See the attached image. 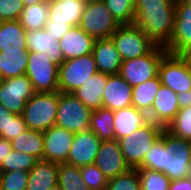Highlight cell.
Returning a JSON list of instances; mask_svg holds the SVG:
<instances>
[{
  "label": "cell",
  "instance_id": "cell-17",
  "mask_svg": "<svg viewBox=\"0 0 191 190\" xmlns=\"http://www.w3.org/2000/svg\"><path fill=\"white\" fill-rule=\"evenodd\" d=\"M179 110L177 94L167 86L161 85L148 117L150 121L166 128Z\"/></svg>",
  "mask_w": 191,
  "mask_h": 190
},
{
  "label": "cell",
  "instance_id": "cell-14",
  "mask_svg": "<svg viewBox=\"0 0 191 190\" xmlns=\"http://www.w3.org/2000/svg\"><path fill=\"white\" fill-rule=\"evenodd\" d=\"M74 135L75 133L56 125L43 131L44 160L67 163Z\"/></svg>",
  "mask_w": 191,
  "mask_h": 190
},
{
  "label": "cell",
  "instance_id": "cell-1",
  "mask_svg": "<svg viewBox=\"0 0 191 190\" xmlns=\"http://www.w3.org/2000/svg\"><path fill=\"white\" fill-rule=\"evenodd\" d=\"M137 168L163 172L171 181L191 176V141L163 130Z\"/></svg>",
  "mask_w": 191,
  "mask_h": 190
},
{
  "label": "cell",
  "instance_id": "cell-38",
  "mask_svg": "<svg viewBox=\"0 0 191 190\" xmlns=\"http://www.w3.org/2000/svg\"><path fill=\"white\" fill-rule=\"evenodd\" d=\"M82 179L90 190L107 188L108 179L94 164L80 167Z\"/></svg>",
  "mask_w": 191,
  "mask_h": 190
},
{
  "label": "cell",
  "instance_id": "cell-32",
  "mask_svg": "<svg viewBox=\"0 0 191 190\" xmlns=\"http://www.w3.org/2000/svg\"><path fill=\"white\" fill-rule=\"evenodd\" d=\"M58 185L62 190H90L82 179L80 167L69 163H60Z\"/></svg>",
  "mask_w": 191,
  "mask_h": 190
},
{
  "label": "cell",
  "instance_id": "cell-10",
  "mask_svg": "<svg viewBox=\"0 0 191 190\" xmlns=\"http://www.w3.org/2000/svg\"><path fill=\"white\" fill-rule=\"evenodd\" d=\"M28 57L25 75L31 81L35 92H59V66L55 65L48 56L38 52H28Z\"/></svg>",
  "mask_w": 191,
  "mask_h": 190
},
{
  "label": "cell",
  "instance_id": "cell-24",
  "mask_svg": "<svg viewBox=\"0 0 191 190\" xmlns=\"http://www.w3.org/2000/svg\"><path fill=\"white\" fill-rule=\"evenodd\" d=\"M60 163L38 160L28 172L26 190H49L58 184V168Z\"/></svg>",
  "mask_w": 191,
  "mask_h": 190
},
{
  "label": "cell",
  "instance_id": "cell-20",
  "mask_svg": "<svg viewBox=\"0 0 191 190\" xmlns=\"http://www.w3.org/2000/svg\"><path fill=\"white\" fill-rule=\"evenodd\" d=\"M87 0H61L49 2L47 23L79 26Z\"/></svg>",
  "mask_w": 191,
  "mask_h": 190
},
{
  "label": "cell",
  "instance_id": "cell-2",
  "mask_svg": "<svg viewBox=\"0 0 191 190\" xmlns=\"http://www.w3.org/2000/svg\"><path fill=\"white\" fill-rule=\"evenodd\" d=\"M175 7L143 8L134 19V25L140 27L156 45L166 47L174 31Z\"/></svg>",
  "mask_w": 191,
  "mask_h": 190
},
{
  "label": "cell",
  "instance_id": "cell-43",
  "mask_svg": "<svg viewBox=\"0 0 191 190\" xmlns=\"http://www.w3.org/2000/svg\"><path fill=\"white\" fill-rule=\"evenodd\" d=\"M72 28L71 25L59 24V23H46L44 29L54 37V40L60 41L61 38Z\"/></svg>",
  "mask_w": 191,
  "mask_h": 190
},
{
  "label": "cell",
  "instance_id": "cell-48",
  "mask_svg": "<svg viewBox=\"0 0 191 190\" xmlns=\"http://www.w3.org/2000/svg\"><path fill=\"white\" fill-rule=\"evenodd\" d=\"M11 114V112H9L6 108H4L1 104H0V134L2 132H4V123L6 122V120L9 118V115Z\"/></svg>",
  "mask_w": 191,
  "mask_h": 190
},
{
  "label": "cell",
  "instance_id": "cell-37",
  "mask_svg": "<svg viewBox=\"0 0 191 190\" xmlns=\"http://www.w3.org/2000/svg\"><path fill=\"white\" fill-rule=\"evenodd\" d=\"M108 190H141V183L137 168H130L128 171L109 179Z\"/></svg>",
  "mask_w": 191,
  "mask_h": 190
},
{
  "label": "cell",
  "instance_id": "cell-44",
  "mask_svg": "<svg viewBox=\"0 0 191 190\" xmlns=\"http://www.w3.org/2000/svg\"><path fill=\"white\" fill-rule=\"evenodd\" d=\"M169 190H191V176L171 181Z\"/></svg>",
  "mask_w": 191,
  "mask_h": 190
},
{
  "label": "cell",
  "instance_id": "cell-49",
  "mask_svg": "<svg viewBox=\"0 0 191 190\" xmlns=\"http://www.w3.org/2000/svg\"><path fill=\"white\" fill-rule=\"evenodd\" d=\"M25 6L35 5L38 3L45 2V0H22Z\"/></svg>",
  "mask_w": 191,
  "mask_h": 190
},
{
  "label": "cell",
  "instance_id": "cell-25",
  "mask_svg": "<svg viewBox=\"0 0 191 190\" xmlns=\"http://www.w3.org/2000/svg\"><path fill=\"white\" fill-rule=\"evenodd\" d=\"M107 80V74L97 72L72 94L92 110L99 109L102 107V97Z\"/></svg>",
  "mask_w": 191,
  "mask_h": 190
},
{
  "label": "cell",
  "instance_id": "cell-19",
  "mask_svg": "<svg viewBox=\"0 0 191 190\" xmlns=\"http://www.w3.org/2000/svg\"><path fill=\"white\" fill-rule=\"evenodd\" d=\"M96 39L79 26H73L59 41L65 60L92 54Z\"/></svg>",
  "mask_w": 191,
  "mask_h": 190
},
{
  "label": "cell",
  "instance_id": "cell-45",
  "mask_svg": "<svg viewBox=\"0 0 191 190\" xmlns=\"http://www.w3.org/2000/svg\"><path fill=\"white\" fill-rule=\"evenodd\" d=\"M11 150H12V146L10 144V141L0 137V165L4 161H6V158L10 154Z\"/></svg>",
  "mask_w": 191,
  "mask_h": 190
},
{
  "label": "cell",
  "instance_id": "cell-18",
  "mask_svg": "<svg viewBox=\"0 0 191 190\" xmlns=\"http://www.w3.org/2000/svg\"><path fill=\"white\" fill-rule=\"evenodd\" d=\"M131 87L119 74L108 75L103 97L102 107L116 111L132 105Z\"/></svg>",
  "mask_w": 191,
  "mask_h": 190
},
{
  "label": "cell",
  "instance_id": "cell-15",
  "mask_svg": "<svg viewBox=\"0 0 191 190\" xmlns=\"http://www.w3.org/2000/svg\"><path fill=\"white\" fill-rule=\"evenodd\" d=\"M101 142L91 130L75 133L67 163L77 167L93 164Z\"/></svg>",
  "mask_w": 191,
  "mask_h": 190
},
{
  "label": "cell",
  "instance_id": "cell-46",
  "mask_svg": "<svg viewBox=\"0 0 191 190\" xmlns=\"http://www.w3.org/2000/svg\"><path fill=\"white\" fill-rule=\"evenodd\" d=\"M177 98L180 109L191 106V90L177 93Z\"/></svg>",
  "mask_w": 191,
  "mask_h": 190
},
{
  "label": "cell",
  "instance_id": "cell-47",
  "mask_svg": "<svg viewBox=\"0 0 191 190\" xmlns=\"http://www.w3.org/2000/svg\"><path fill=\"white\" fill-rule=\"evenodd\" d=\"M178 56L191 68V44L182 49Z\"/></svg>",
  "mask_w": 191,
  "mask_h": 190
},
{
  "label": "cell",
  "instance_id": "cell-26",
  "mask_svg": "<svg viewBox=\"0 0 191 190\" xmlns=\"http://www.w3.org/2000/svg\"><path fill=\"white\" fill-rule=\"evenodd\" d=\"M26 35L19 20L0 21V52L27 50Z\"/></svg>",
  "mask_w": 191,
  "mask_h": 190
},
{
  "label": "cell",
  "instance_id": "cell-27",
  "mask_svg": "<svg viewBox=\"0 0 191 190\" xmlns=\"http://www.w3.org/2000/svg\"><path fill=\"white\" fill-rule=\"evenodd\" d=\"M28 61V50H5L0 52V75L2 80L25 75Z\"/></svg>",
  "mask_w": 191,
  "mask_h": 190
},
{
  "label": "cell",
  "instance_id": "cell-31",
  "mask_svg": "<svg viewBox=\"0 0 191 190\" xmlns=\"http://www.w3.org/2000/svg\"><path fill=\"white\" fill-rule=\"evenodd\" d=\"M49 2L25 6L19 21L26 31L43 29L49 19Z\"/></svg>",
  "mask_w": 191,
  "mask_h": 190
},
{
  "label": "cell",
  "instance_id": "cell-8",
  "mask_svg": "<svg viewBox=\"0 0 191 190\" xmlns=\"http://www.w3.org/2000/svg\"><path fill=\"white\" fill-rule=\"evenodd\" d=\"M97 72L93 54L65 60L58 71L59 92L74 93Z\"/></svg>",
  "mask_w": 191,
  "mask_h": 190
},
{
  "label": "cell",
  "instance_id": "cell-5",
  "mask_svg": "<svg viewBox=\"0 0 191 190\" xmlns=\"http://www.w3.org/2000/svg\"><path fill=\"white\" fill-rule=\"evenodd\" d=\"M167 49L156 45L144 56L122 61L119 75L134 87L158 76V69Z\"/></svg>",
  "mask_w": 191,
  "mask_h": 190
},
{
  "label": "cell",
  "instance_id": "cell-7",
  "mask_svg": "<svg viewBox=\"0 0 191 190\" xmlns=\"http://www.w3.org/2000/svg\"><path fill=\"white\" fill-rule=\"evenodd\" d=\"M122 61L135 59L149 53L156 44L138 26L120 25L111 35Z\"/></svg>",
  "mask_w": 191,
  "mask_h": 190
},
{
  "label": "cell",
  "instance_id": "cell-39",
  "mask_svg": "<svg viewBox=\"0 0 191 190\" xmlns=\"http://www.w3.org/2000/svg\"><path fill=\"white\" fill-rule=\"evenodd\" d=\"M28 182V172L10 171L0 172L1 190H26Z\"/></svg>",
  "mask_w": 191,
  "mask_h": 190
},
{
  "label": "cell",
  "instance_id": "cell-4",
  "mask_svg": "<svg viewBox=\"0 0 191 190\" xmlns=\"http://www.w3.org/2000/svg\"><path fill=\"white\" fill-rule=\"evenodd\" d=\"M165 128L153 121L138 128L132 134L118 139L120 149L130 168H137L146 153L155 144Z\"/></svg>",
  "mask_w": 191,
  "mask_h": 190
},
{
  "label": "cell",
  "instance_id": "cell-41",
  "mask_svg": "<svg viewBox=\"0 0 191 190\" xmlns=\"http://www.w3.org/2000/svg\"><path fill=\"white\" fill-rule=\"evenodd\" d=\"M24 7L22 0H0V21L18 20Z\"/></svg>",
  "mask_w": 191,
  "mask_h": 190
},
{
  "label": "cell",
  "instance_id": "cell-33",
  "mask_svg": "<svg viewBox=\"0 0 191 190\" xmlns=\"http://www.w3.org/2000/svg\"><path fill=\"white\" fill-rule=\"evenodd\" d=\"M119 25H131L135 19V0H103Z\"/></svg>",
  "mask_w": 191,
  "mask_h": 190
},
{
  "label": "cell",
  "instance_id": "cell-21",
  "mask_svg": "<svg viewBox=\"0 0 191 190\" xmlns=\"http://www.w3.org/2000/svg\"><path fill=\"white\" fill-rule=\"evenodd\" d=\"M92 54L98 72L107 75L119 74L122 59L111 37L96 39Z\"/></svg>",
  "mask_w": 191,
  "mask_h": 190
},
{
  "label": "cell",
  "instance_id": "cell-30",
  "mask_svg": "<svg viewBox=\"0 0 191 190\" xmlns=\"http://www.w3.org/2000/svg\"><path fill=\"white\" fill-rule=\"evenodd\" d=\"M114 111L105 107L93 110L90 119V130L101 141L114 140Z\"/></svg>",
  "mask_w": 191,
  "mask_h": 190
},
{
  "label": "cell",
  "instance_id": "cell-13",
  "mask_svg": "<svg viewBox=\"0 0 191 190\" xmlns=\"http://www.w3.org/2000/svg\"><path fill=\"white\" fill-rule=\"evenodd\" d=\"M93 164L98 167L108 180L130 169L116 139L100 143Z\"/></svg>",
  "mask_w": 191,
  "mask_h": 190
},
{
  "label": "cell",
  "instance_id": "cell-35",
  "mask_svg": "<svg viewBox=\"0 0 191 190\" xmlns=\"http://www.w3.org/2000/svg\"><path fill=\"white\" fill-rule=\"evenodd\" d=\"M165 129L176 137L191 141V106L180 109Z\"/></svg>",
  "mask_w": 191,
  "mask_h": 190
},
{
  "label": "cell",
  "instance_id": "cell-12",
  "mask_svg": "<svg viewBox=\"0 0 191 190\" xmlns=\"http://www.w3.org/2000/svg\"><path fill=\"white\" fill-rule=\"evenodd\" d=\"M158 76L161 84L176 94L191 90V68L178 56L167 53L161 60Z\"/></svg>",
  "mask_w": 191,
  "mask_h": 190
},
{
  "label": "cell",
  "instance_id": "cell-6",
  "mask_svg": "<svg viewBox=\"0 0 191 190\" xmlns=\"http://www.w3.org/2000/svg\"><path fill=\"white\" fill-rule=\"evenodd\" d=\"M92 111L72 93L59 92L55 125L73 133L88 131L90 130Z\"/></svg>",
  "mask_w": 191,
  "mask_h": 190
},
{
  "label": "cell",
  "instance_id": "cell-51",
  "mask_svg": "<svg viewBox=\"0 0 191 190\" xmlns=\"http://www.w3.org/2000/svg\"><path fill=\"white\" fill-rule=\"evenodd\" d=\"M187 5L191 6V0H183Z\"/></svg>",
  "mask_w": 191,
  "mask_h": 190
},
{
  "label": "cell",
  "instance_id": "cell-16",
  "mask_svg": "<svg viewBox=\"0 0 191 190\" xmlns=\"http://www.w3.org/2000/svg\"><path fill=\"white\" fill-rule=\"evenodd\" d=\"M174 31L170 43L165 47L168 53L178 54L191 44V6L183 0H176Z\"/></svg>",
  "mask_w": 191,
  "mask_h": 190
},
{
  "label": "cell",
  "instance_id": "cell-29",
  "mask_svg": "<svg viewBox=\"0 0 191 190\" xmlns=\"http://www.w3.org/2000/svg\"><path fill=\"white\" fill-rule=\"evenodd\" d=\"M159 76L133 87L132 105L142 112L150 113L154 99L161 87Z\"/></svg>",
  "mask_w": 191,
  "mask_h": 190
},
{
  "label": "cell",
  "instance_id": "cell-3",
  "mask_svg": "<svg viewBox=\"0 0 191 190\" xmlns=\"http://www.w3.org/2000/svg\"><path fill=\"white\" fill-rule=\"evenodd\" d=\"M59 105V92H36L21 114L27 129L46 131L55 125Z\"/></svg>",
  "mask_w": 191,
  "mask_h": 190
},
{
  "label": "cell",
  "instance_id": "cell-28",
  "mask_svg": "<svg viewBox=\"0 0 191 190\" xmlns=\"http://www.w3.org/2000/svg\"><path fill=\"white\" fill-rule=\"evenodd\" d=\"M12 150L28 153L37 160H44L43 132L27 129L17 138L10 141Z\"/></svg>",
  "mask_w": 191,
  "mask_h": 190
},
{
  "label": "cell",
  "instance_id": "cell-50",
  "mask_svg": "<svg viewBox=\"0 0 191 190\" xmlns=\"http://www.w3.org/2000/svg\"><path fill=\"white\" fill-rule=\"evenodd\" d=\"M49 190H62L60 186L57 184L56 186L50 188Z\"/></svg>",
  "mask_w": 191,
  "mask_h": 190
},
{
  "label": "cell",
  "instance_id": "cell-34",
  "mask_svg": "<svg viewBox=\"0 0 191 190\" xmlns=\"http://www.w3.org/2000/svg\"><path fill=\"white\" fill-rule=\"evenodd\" d=\"M38 160L28 153L11 150L10 154L0 165V172L23 171L29 172Z\"/></svg>",
  "mask_w": 191,
  "mask_h": 190
},
{
  "label": "cell",
  "instance_id": "cell-40",
  "mask_svg": "<svg viewBox=\"0 0 191 190\" xmlns=\"http://www.w3.org/2000/svg\"><path fill=\"white\" fill-rule=\"evenodd\" d=\"M27 130L22 115L11 113L4 123V132L0 134L1 138L11 141Z\"/></svg>",
  "mask_w": 191,
  "mask_h": 190
},
{
  "label": "cell",
  "instance_id": "cell-11",
  "mask_svg": "<svg viewBox=\"0 0 191 190\" xmlns=\"http://www.w3.org/2000/svg\"><path fill=\"white\" fill-rule=\"evenodd\" d=\"M26 75L8 78L0 82V104L9 112L21 115L26 102L35 94Z\"/></svg>",
  "mask_w": 191,
  "mask_h": 190
},
{
  "label": "cell",
  "instance_id": "cell-42",
  "mask_svg": "<svg viewBox=\"0 0 191 190\" xmlns=\"http://www.w3.org/2000/svg\"><path fill=\"white\" fill-rule=\"evenodd\" d=\"M176 0H135V16L143 8L175 7Z\"/></svg>",
  "mask_w": 191,
  "mask_h": 190
},
{
  "label": "cell",
  "instance_id": "cell-9",
  "mask_svg": "<svg viewBox=\"0 0 191 190\" xmlns=\"http://www.w3.org/2000/svg\"><path fill=\"white\" fill-rule=\"evenodd\" d=\"M120 25L100 0H87L79 27L95 39L110 38Z\"/></svg>",
  "mask_w": 191,
  "mask_h": 190
},
{
  "label": "cell",
  "instance_id": "cell-23",
  "mask_svg": "<svg viewBox=\"0 0 191 190\" xmlns=\"http://www.w3.org/2000/svg\"><path fill=\"white\" fill-rule=\"evenodd\" d=\"M149 121L148 114L133 105L114 111L115 139L118 140L132 134Z\"/></svg>",
  "mask_w": 191,
  "mask_h": 190
},
{
  "label": "cell",
  "instance_id": "cell-22",
  "mask_svg": "<svg viewBox=\"0 0 191 190\" xmlns=\"http://www.w3.org/2000/svg\"><path fill=\"white\" fill-rule=\"evenodd\" d=\"M26 39L28 52L44 54L57 66L65 61L59 42L44 28L27 31Z\"/></svg>",
  "mask_w": 191,
  "mask_h": 190
},
{
  "label": "cell",
  "instance_id": "cell-36",
  "mask_svg": "<svg viewBox=\"0 0 191 190\" xmlns=\"http://www.w3.org/2000/svg\"><path fill=\"white\" fill-rule=\"evenodd\" d=\"M141 183V190H169L171 180L163 173L137 168Z\"/></svg>",
  "mask_w": 191,
  "mask_h": 190
}]
</instances>
